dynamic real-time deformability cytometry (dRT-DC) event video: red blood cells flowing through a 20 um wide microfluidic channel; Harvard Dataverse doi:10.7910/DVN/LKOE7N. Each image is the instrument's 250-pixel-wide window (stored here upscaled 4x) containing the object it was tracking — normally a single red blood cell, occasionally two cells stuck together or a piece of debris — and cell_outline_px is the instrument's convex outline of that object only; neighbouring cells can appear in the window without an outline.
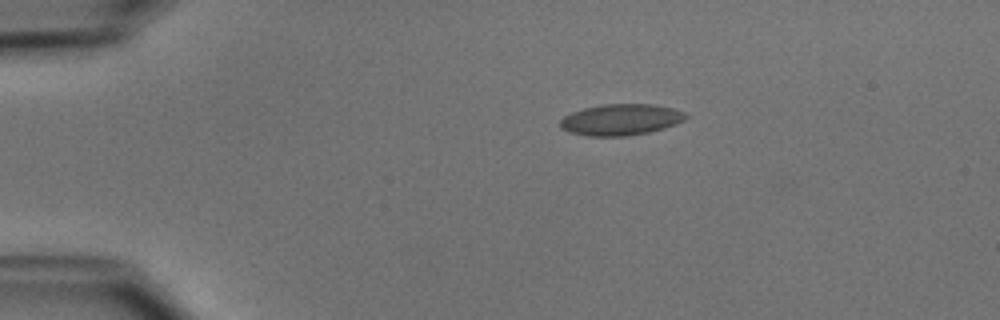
{"species": "common noctule bat (a hibernating species)", "species_latin": "Nyctalus noctula", "temperature_condition": "cold", "stored_images_in_passage": 42, "camera_frame_rate_fps": 3000, "um_per_image_px": 0.085, "animal": {"sex": "male", "body_mass_g": 15.6}, "frame": {"image": 1, "passage_image": 1, "time_ms": 0.0, "image_size_px": [1000, 320], "cell_outline_px": [[688, 116], [684, 120], [676, 124], [664, 128], [648, 132], [624, 136], [588, 136], [568, 132], [560, 128], [560, 120], [564, 116], [572, 112], [584, 108], [604, 104], [652, 104], [672, 108], [684, 112]], "centroid_in_image_um": [52.75, 10.17], "position_along_channel_um": 32.3, "area_um2": 22.83}}
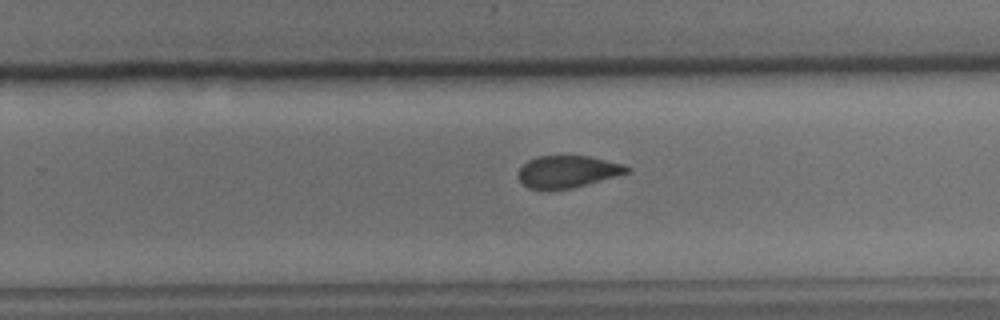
{"frame": {"image": 2, "passage_image": 24, "time_ms": 7.667, "image_size_px": [1000, 320], "cell_outline_px": [[632, 172], [572, 188], [528, 188], [516, 176], [520, 168], [528, 160], [536, 156], [588, 156], [620, 164], [632, 168]], "centroid_in_image_um": [48.25, 14.57], "position_along_channel_um": 281.6, "area_um2": 20.0}}
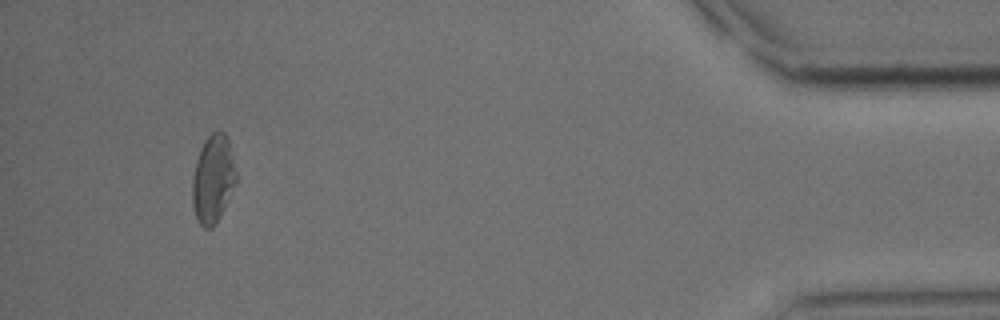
{"frame": {"image": 3, "passage_image": 39, "time_ms": 12.667, "image_size_px": [1000, 320], "cell_outline_px": [[236, 180], [224, 208], [216, 224], [212, 228], [204, 228], [196, 220], [192, 204], [192, 180], [196, 160], [200, 148], [204, 140], [212, 132], [220, 128], [224, 132], [228, 140], [236, 168]], "centroid_in_image_um": [18.09, 15.2], "position_along_channel_um": 417.1, "area_um2": 22.6}, "authors_computed_cell_mechanics": {"area_um2": 21.8195, "velocity_mm_per_s": 3.9389, "shape_relaxation_time_tau1_ms": 4.4562, "shape_relaxation_time_tau2_ms": 3.7408, "deformation_change_tau1": 0.1199, "deformation_change_tau2": 0.0835}}